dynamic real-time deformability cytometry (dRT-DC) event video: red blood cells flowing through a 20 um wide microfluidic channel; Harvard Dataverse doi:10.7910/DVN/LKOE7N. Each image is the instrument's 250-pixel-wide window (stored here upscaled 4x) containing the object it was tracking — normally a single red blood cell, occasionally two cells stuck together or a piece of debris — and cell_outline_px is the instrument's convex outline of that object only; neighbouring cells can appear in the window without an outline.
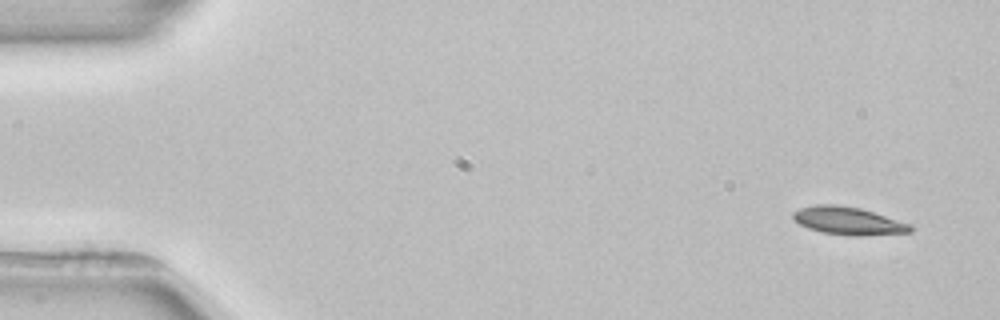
{"species": "common noctule bat (a hibernating species)", "species_latin": "Nyctalus noctula", "temperature_condition": "room temperature", "stored_images_in_passage": 4, "camera_frame_rate_fps": 3000, "um_per_image_px": 0.085, "animal": {"sex": "female", "body_mass_g": 22.7, "forearm_length_mm": 54.2}, "frame": {"image": 1, "passage_image": 1, "time_ms": 0.0, "image_size_px": [1000, 320], "cell_outline_px": [[912, 232], [860, 236], [856, 236], [820, 232], [808, 228], [800, 224], [792, 216], [792, 212], [800, 208], [816, 204], [836, 204], [860, 208], [912, 224]], "centroid_in_image_um": [72.1, 18.77], "position_along_channel_um": 12.9, "area_um2": 19.02}}
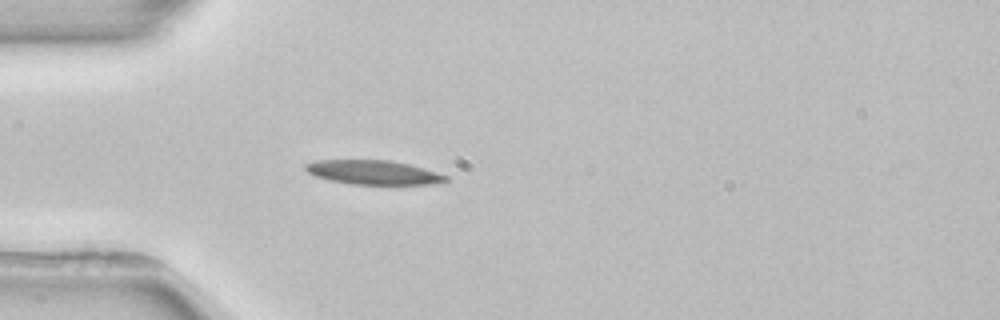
{"frame": {"image": 2, "passage_image": 4, "time_ms": 4.0, "image_size_px": [1000, 320], "cell_outline_px": [[448, 180], [432, 184], [352, 184], [328, 180], [316, 176], [308, 172], [304, 168], [304, 164], [316, 160], [388, 160], [408, 164], [448, 176]], "centroid_in_image_um": [31.68, 14.65], "position_along_channel_um": 53.3, "area_um2": 19.54}}